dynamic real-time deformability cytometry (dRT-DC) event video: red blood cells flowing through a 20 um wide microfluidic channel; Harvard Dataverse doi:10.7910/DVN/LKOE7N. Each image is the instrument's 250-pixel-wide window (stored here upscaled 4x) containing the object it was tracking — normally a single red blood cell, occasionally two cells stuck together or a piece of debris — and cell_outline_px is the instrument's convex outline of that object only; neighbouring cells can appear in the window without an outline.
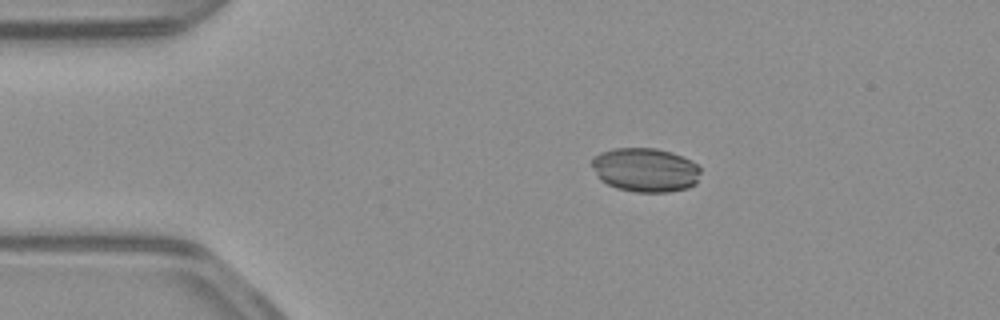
{"species": "common noctule bat (a hibernating species)", "species_latin": "Nyctalus noctula", "temperature_condition": "warm", "stored_images_in_passage": 44, "camera_frame_rate_fps": 3000, "um_per_image_px": 0.085, "animal": {"sex": "male", "body_mass_g": 23.1, "forearm_length_mm": 52.7}, "frame": {"image": 1, "passage_image": 1, "time_ms": 0.0, "image_size_px": [1000, 320], "cell_outline_px": [[700, 172], [696, 184], [688, 188], [668, 192], [636, 192], [616, 188], [600, 180], [592, 164], [592, 156], [600, 152], [612, 148], [656, 148], [672, 152], [692, 160], [700, 168]], "centroid_in_image_um": [54.86, 14.43], "position_along_channel_um": 30.1, "area_um2": 28.09}}
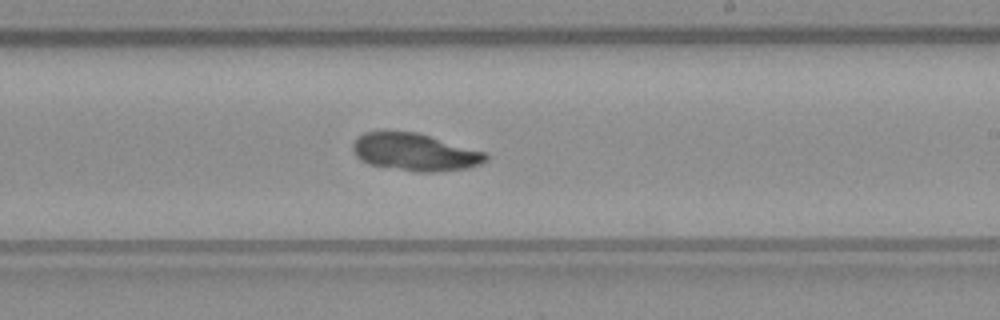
{"frame": {"image": 2, "passage_image": 22, "time_ms": 7.0, "image_size_px": [1000, 320], "cell_outline_px": [[488, 160], [480, 164], [468, 168], [436, 172], [416, 172], [368, 164], [360, 160], [352, 152], [352, 144], [364, 132], [384, 128], [416, 132], [488, 152]], "centroid_in_image_um": [35.24, 12.9], "position_along_channel_um": 253.8, "area_um2": 29.88}}
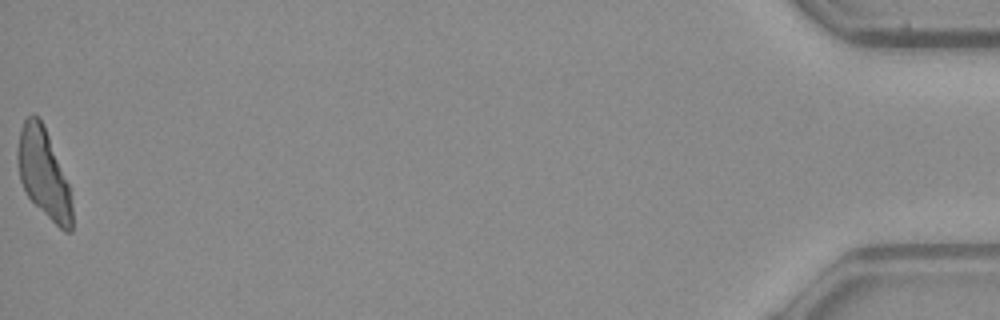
{"frame": {"image": 3, "passage_image": 44, "time_ms": 14.333, "image_size_px": [1000, 320], "cell_outline_px": [[72, 232], [64, 232], [28, 196], [20, 180], [16, 160], [16, 148], [20, 128], [24, 120], [32, 112], [44, 124], [68, 184], [72, 204]], "centroid_in_image_um": [3.68, 14.7], "position_along_channel_um": 431.5, "area_um2": 28.03}, "authors_computed_cell_mechanics": {"area_um2": 28.8711, "velocity_mm_per_s": 3.9067, "shape_relaxation_time_tau1_ms": 0.7592, "shape_relaxation_time_tau2_ms": 10.3385, "deformation_change_tau1": null, "deformation_change_tau2": 0.1372}}